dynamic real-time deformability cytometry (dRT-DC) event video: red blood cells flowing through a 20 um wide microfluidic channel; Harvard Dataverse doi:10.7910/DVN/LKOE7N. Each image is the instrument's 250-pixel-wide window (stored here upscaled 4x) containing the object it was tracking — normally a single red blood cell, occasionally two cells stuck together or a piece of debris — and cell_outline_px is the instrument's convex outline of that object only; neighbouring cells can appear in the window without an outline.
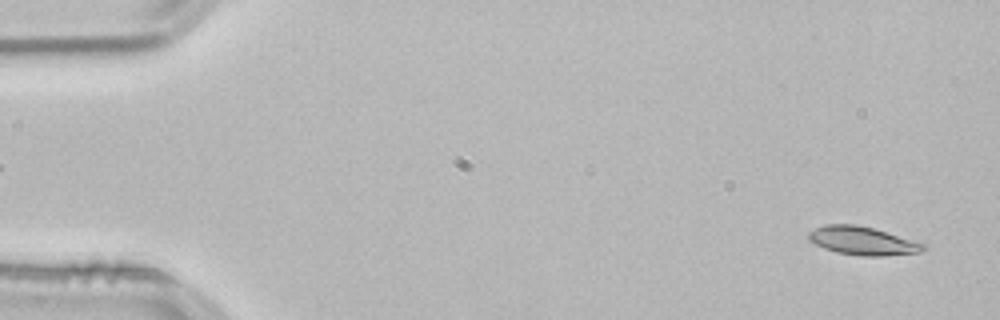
{"species": "common noctule bat (a hibernating species)", "species_latin": "Nyctalus noctula", "temperature_condition": "room temperature", "stored_images_in_passage": 53, "camera_frame_rate_fps": 3000, "um_per_image_px": 0.085, "animal": {"sex": "male", "body_mass_g": 21.5, "forearm_length_mm": 52.0}, "frame": {"image": 1, "passage_image": 2, "time_ms": 0.333, "image_size_px": [1000, 320], "cell_outline_px": [[928, 248], [920, 252], [884, 256], [860, 256], [836, 252], [824, 248], [808, 240], [808, 232], [816, 228], [828, 224], [856, 224], [872, 228], [924, 244]], "centroid_in_image_um": [73.29, 20.48], "position_along_channel_um": 11.7, "area_um2": 18.73}}
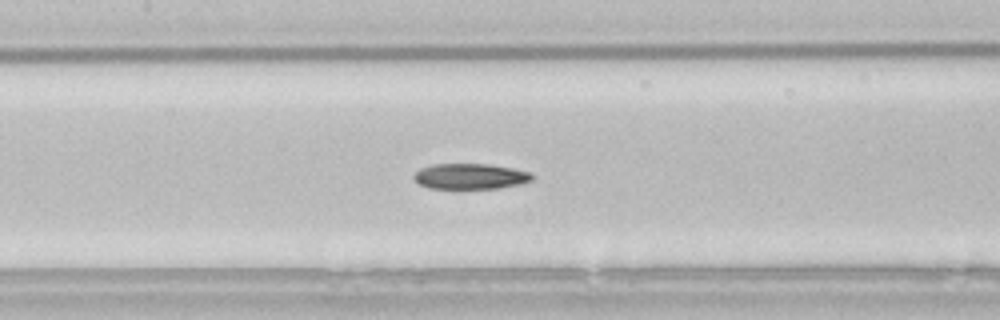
{"frame": {"image": 2, "passage_image": 24, "time_ms": 7.667, "image_size_px": [1000, 320], "cell_outline_px": [[536, 176], [532, 180], [520, 184], [500, 188], [428, 188], [420, 184], [412, 176], [420, 168], [432, 164], [488, 164], [512, 168], [532, 172]], "centroid_in_image_um": [40.01, 14.98], "position_along_channel_um": 167.4, "area_um2": 17.69}}
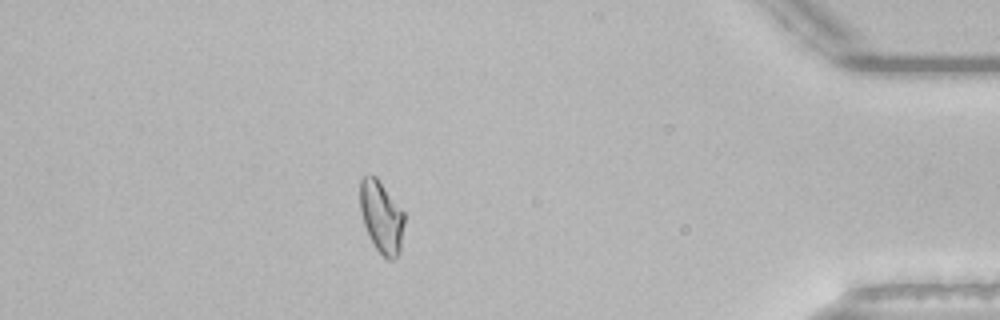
{"frame": {"image": 3, "passage_image": 46, "time_ms": 15.0, "image_size_px": [1000, 320], "cell_outline_px": [[404, 224], [400, 252], [392, 260], [388, 260], [376, 248], [364, 224], [360, 208], [360, 180], [364, 176], [376, 176], [404, 212]], "centroid_in_image_um": [32.43, 18.43], "position_along_channel_um": 402.8, "area_um2": 18.26}, "authors_computed_cell_mechanics": {"area_um2": 18.4382, "velocity_mm_per_s": 3.8338, "shape_relaxation_time_tau1_ms": 10.4092, "shape_relaxation_time_tau2_ms": 7.069, "deformation_change_tau1": 0.2263, "deformation_change_tau2": 0.1446}}